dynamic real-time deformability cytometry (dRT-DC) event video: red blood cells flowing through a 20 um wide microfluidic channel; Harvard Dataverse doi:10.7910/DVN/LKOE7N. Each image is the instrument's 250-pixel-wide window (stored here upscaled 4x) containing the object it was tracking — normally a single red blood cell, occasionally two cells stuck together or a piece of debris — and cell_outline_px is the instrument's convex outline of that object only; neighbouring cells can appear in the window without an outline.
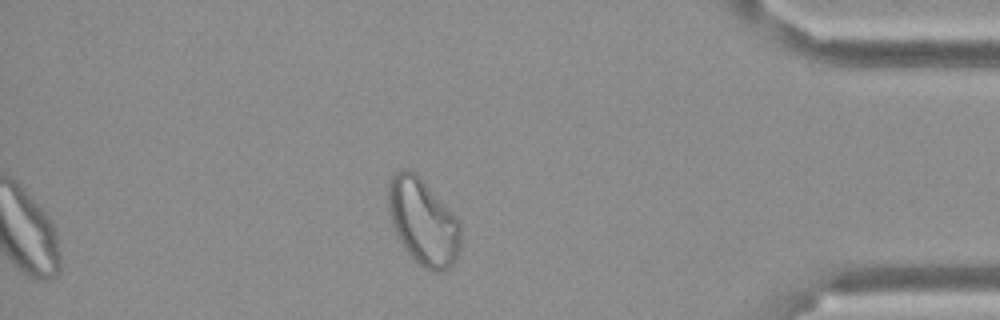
{"species": "Egyptian fruit bat (a non-hibernating species)", "species_latin": "Rousettus aegyptiacus", "temperature_condition": "cold", "stored_images_in_passage": 50, "camera_frame_rate_fps": 3000, "um_per_image_px": 0.085, "frame": {"image": 1, "passage_image": 50, "time_ms": 16.333, "image_size_px": [1000, 320], "cell_outline_px": [[460, 252], [456, 260], [448, 268], [440, 272], [436, 272], [424, 268], [408, 252], [400, 240], [392, 224], [388, 208], [388, 180], [392, 172], [400, 168], [408, 168], [416, 172], [420, 176], [460, 220]], "centroid_in_image_um": [35.96, 18.79], "position_along_channel_um": 399.2, "area_um2": 36.76}}